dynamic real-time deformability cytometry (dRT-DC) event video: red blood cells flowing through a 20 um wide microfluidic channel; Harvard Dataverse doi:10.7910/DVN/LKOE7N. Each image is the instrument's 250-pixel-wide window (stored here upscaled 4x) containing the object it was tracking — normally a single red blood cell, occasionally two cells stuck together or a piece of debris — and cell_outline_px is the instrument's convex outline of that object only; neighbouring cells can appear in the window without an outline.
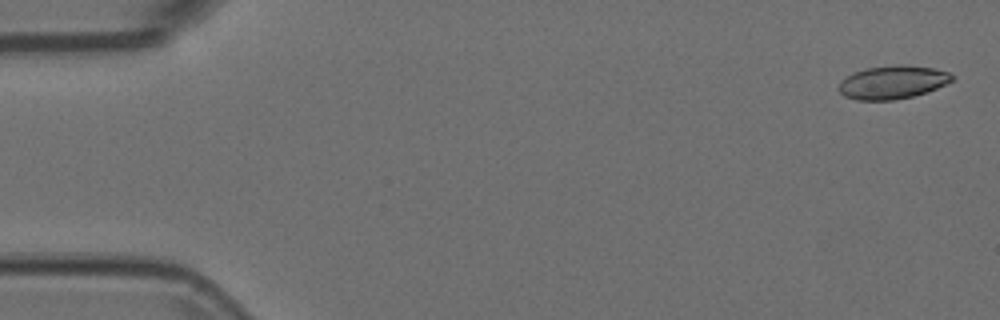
{"species": "Egyptian fruit bat (a non-hibernating species)", "species_latin": "Rousettus aegyptiacus", "temperature_condition": "room temperature", "stored_images_in_passage": 16, "camera_frame_rate_fps": 3000, "um_per_image_px": 0.085, "animal": {"sex": "female"}, "frame": {"image": 1, "passage_image": 2, "time_ms": 0.333, "image_size_px": [1000, 320], "cell_outline_px": [[956, 76], [952, 80], [936, 88], [912, 96], [892, 100], [856, 100], [844, 96], [836, 88], [840, 80], [856, 72], [868, 68], [900, 64], [904, 64], [932, 68], [948, 72]], "centroid_in_image_um": [75.83, 6.99], "position_along_channel_um": 9.2, "area_um2": 21.79}}
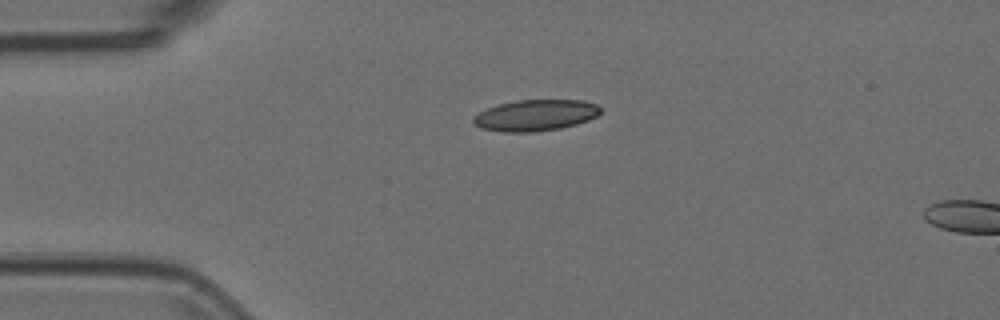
{"frame": {"image": 2, "passage_image": 13, "time_ms": 4.0, "image_size_px": [1000, 320], "cell_outline_px": [[600, 112], [596, 116], [588, 120], [576, 124], [560, 128], [532, 132], [504, 132], [480, 128], [472, 120], [480, 112], [488, 108], [500, 104], [516, 100], [580, 100], [596, 104], [600, 108]], "centroid_in_image_um": [45.52, 9.8], "position_along_channel_um": 39.5, "area_um2": 22.83}}